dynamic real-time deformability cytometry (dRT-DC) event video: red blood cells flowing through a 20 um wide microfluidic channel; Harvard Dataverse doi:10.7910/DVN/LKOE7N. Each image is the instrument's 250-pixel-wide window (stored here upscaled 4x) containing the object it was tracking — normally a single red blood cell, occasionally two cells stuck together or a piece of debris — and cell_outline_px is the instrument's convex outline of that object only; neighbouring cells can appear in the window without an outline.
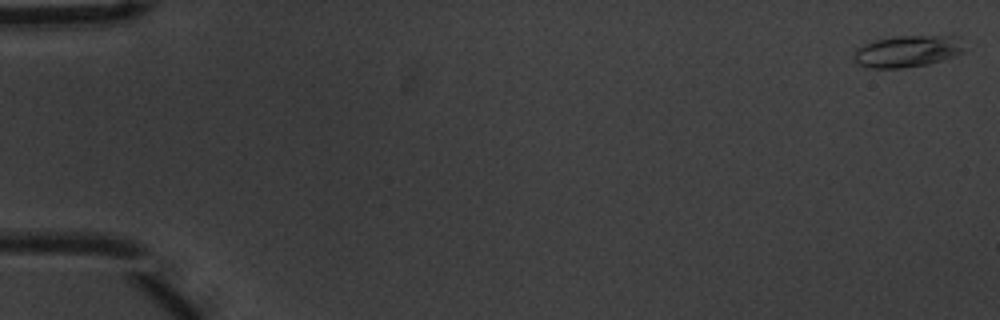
{"species": "common noctule bat (a hibernating species)", "species_latin": "Nyctalus noctula", "temperature_condition": "warm", "stored_images_in_passage": 55, "camera_frame_rate_fps": 3000, "um_per_image_px": 0.085, "animal": {"sex": "male", "body_mass_g": 20.1, "forearm_length_mm": 53.5}, "frame": {"image": 1, "passage_image": 1, "time_ms": 0.0, "image_size_px": [1000, 320], "cell_outline_px": [[964, 52], [928, 64], [904, 68], [864, 68], [856, 64], [856, 48], [864, 44], [876, 40], [896, 36], [960, 36], [964, 48]], "centroid_in_image_um": [77.13, 4.36], "position_along_channel_um": 7.9, "area_um2": 20.35}}
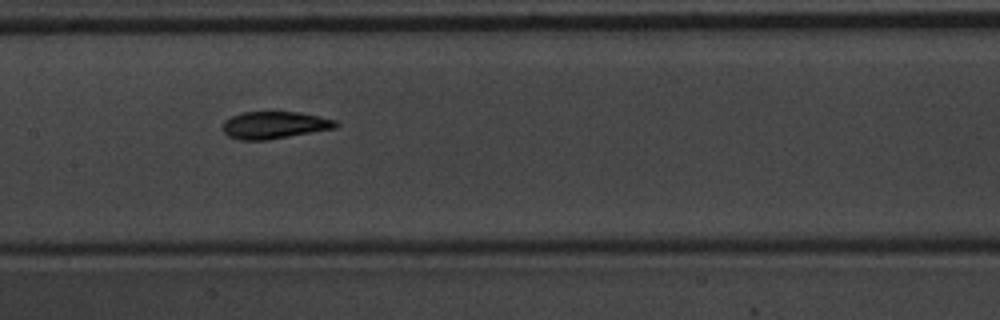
{"frame": {"image": 2, "passage_image": 28, "time_ms": 9.0, "image_size_px": [1000, 320], "cell_outline_px": [[340, 124], [336, 128], [268, 140], [236, 140], [228, 136], [224, 132], [224, 120], [232, 116], [244, 112], [300, 112], [336, 120]], "centroid_in_image_um": [23.34, 10.64], "position_along_channel_um": 184.1, "area_um2": 17.98}}
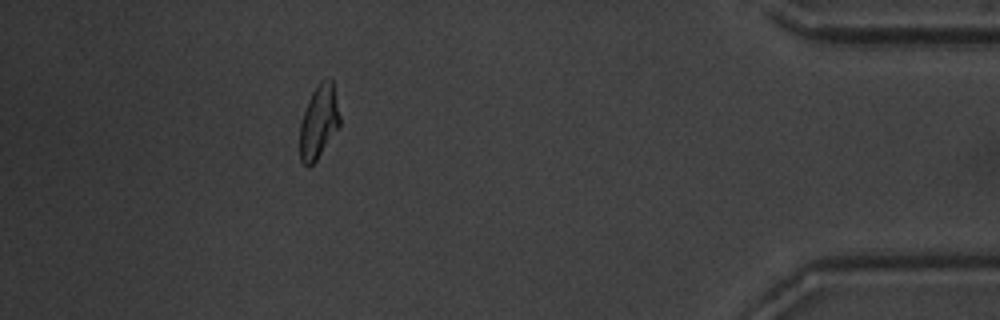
{"frame": {"image": 3, "passage_image": 50, "time_ms": 16.333, "image_size_px": [1000, 320], "cell_outline_px": [[340, 128], [316, 160], [308, 168], [300, 160], [300, 124], [308, 100], [312, 92], [320, 80], [328, 76], [332, 80], [340, 116]], "centroid_in_image_um": [27.11, 10.35], "position_along_channel_um": 408.1, "area_um2": 17.28}, "authors_computed_cell_mechanics": {"area_um2": 18.0336, "velocity_mm_per_s": 3.7036, "shape_relaxation_time_tau1_ms": 3.1428, "shape_relaxation_time_tau2_ms": 2.1362, "deformation_change_tau1": 0.1571, "deformation_change_tau2": 0.0798}}